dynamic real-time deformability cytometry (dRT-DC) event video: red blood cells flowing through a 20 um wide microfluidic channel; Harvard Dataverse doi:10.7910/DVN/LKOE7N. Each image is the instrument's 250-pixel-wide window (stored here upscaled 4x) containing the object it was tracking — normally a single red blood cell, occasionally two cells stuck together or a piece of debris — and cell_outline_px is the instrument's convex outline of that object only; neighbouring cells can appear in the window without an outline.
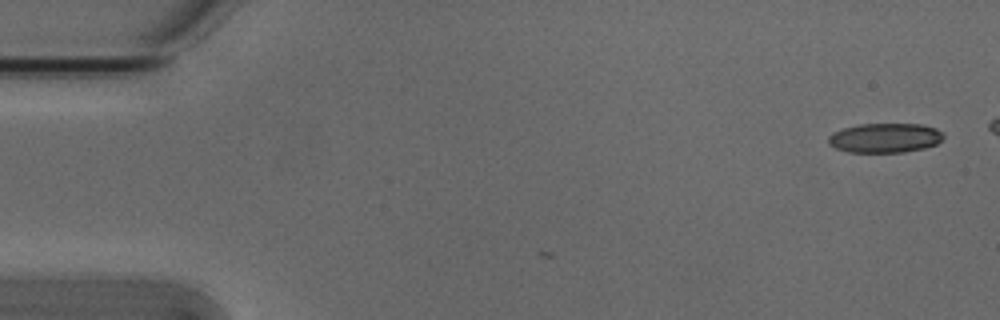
{"species": "Egyptian fruit bat (a non-hibernating species)", "species_latin": "Rousettus aegyptiacus", "temperature_condition": "cold", "stored_images_in_passage": 2, "camera_frame_rate_fps": 3000, "um_per_image_px": 0.085, "animal": {"sex": "male"}, "frame": {"image": 1, "passage_image": 2, "time_ms": 0.333, "image_size_px": [1000, 320], "cell_outline_px": [[944, 136], [936, 144], [924, 148], [904, 152], [848, 152], [836, 148], [828, 144], [828, 136], [832, 132], [844, 128], [860, 124], [924, 124], [936, 128], [944, 132]], "centroid_in_image_um": [75.22, 11.71], "position_along_channel_um": 9.8, "area_um2": 19.88}}